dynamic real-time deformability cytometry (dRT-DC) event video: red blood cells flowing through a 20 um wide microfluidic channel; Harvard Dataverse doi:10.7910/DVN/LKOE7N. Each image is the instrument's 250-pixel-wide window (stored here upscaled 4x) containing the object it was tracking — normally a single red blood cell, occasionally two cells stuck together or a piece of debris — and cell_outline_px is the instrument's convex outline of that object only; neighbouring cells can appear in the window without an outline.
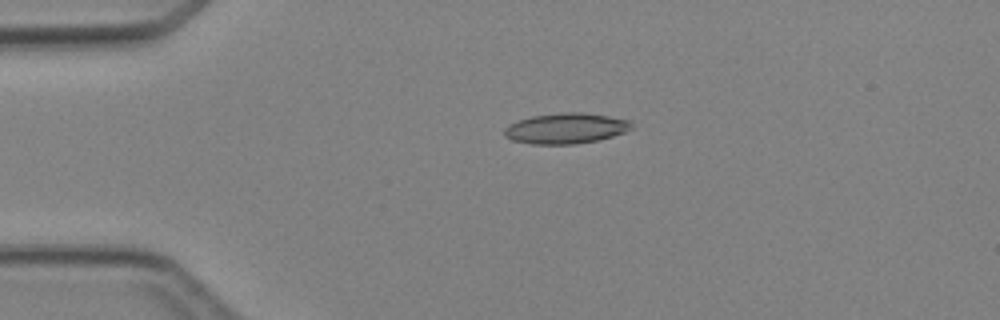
{"species": "Egyptian fruit bat (a non-hibernating species)", "species_latin": "Rousettus aegyptiacus", "temperature_condition": "cold", "stored_images_in_passage": 4, "camera_frame_rate_fps": 3000, "um_per_image_px": 0.085, "animal": {"sex": "female"}, "frame": {"image": 1, "passage_image": 3, "time_ms": 2.333, "image_size_px": [1000, 320], "cell_outline_px": [[632, 128], [624, 132], [600, 140], [576, 144], [532, 144], [512, 140], [504, 136], [504, 128], [508, 124], [532, 116], [564, 112], [580, 112], [608, 116], [628, 120], [632, 124]], "centroid_in_image_um": [48.08, 10.92], "position_along_channel_um": 36.9, "area_um2": 22.6}}